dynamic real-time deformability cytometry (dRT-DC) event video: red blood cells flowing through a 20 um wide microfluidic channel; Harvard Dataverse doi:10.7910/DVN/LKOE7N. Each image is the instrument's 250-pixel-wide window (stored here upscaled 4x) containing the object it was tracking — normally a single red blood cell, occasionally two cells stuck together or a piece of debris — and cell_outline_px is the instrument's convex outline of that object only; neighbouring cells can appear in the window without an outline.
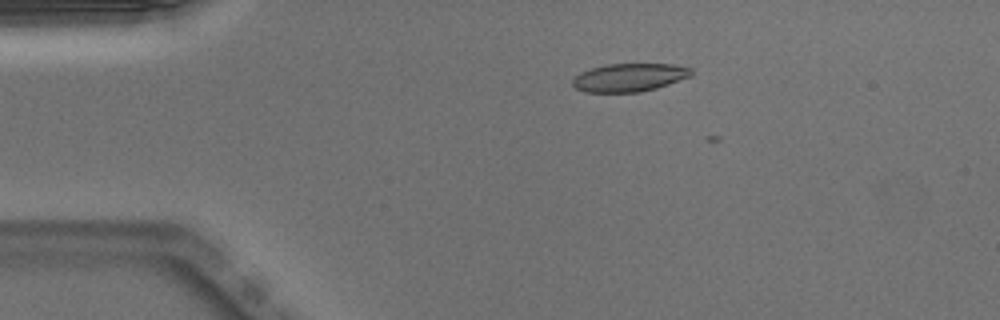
{"species": "Egyptian fruit bat (a non-hibernating species)", "species_latin": "Rousettus aegyptiacus", "temperature_condition": "warm", "stored_images_in_passage": 4, "camera_frame_rate_fps": 3000, "um_per_image_px": 0.085, "animal": {"sex": "male"}, "frame": {"image": 1, "passage_image": 2, "time_ms": 0.333, "image_size_px": [1000, 320], "cell_outline_px": [[692, 76], [656, 88], [640, 92], [584, 92], [576, 88], [572, 84], [572, 80], [580, 72], [592, 68], [608, 64], [672, 64], [692, 68]], "centroid_in_image_um": [53.5, 6.58], "position_along_channel_um": 31.5, "area_um2": 19.42}}